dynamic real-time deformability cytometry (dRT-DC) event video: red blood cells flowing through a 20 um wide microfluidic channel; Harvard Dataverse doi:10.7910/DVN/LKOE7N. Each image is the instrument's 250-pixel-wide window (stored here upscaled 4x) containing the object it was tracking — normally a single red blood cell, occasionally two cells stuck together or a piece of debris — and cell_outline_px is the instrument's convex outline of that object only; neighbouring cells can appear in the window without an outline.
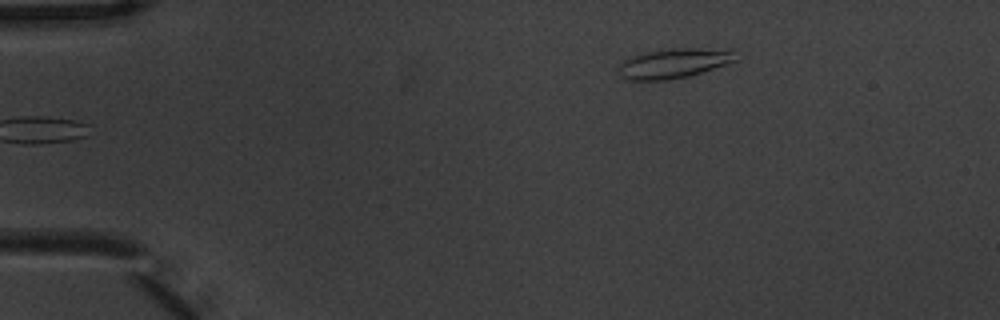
{"species": "common noctule bat (a hibernating species)", "species_latin": "Nyctalus noctula", "temperature_condition": "warm", "stored_images_in_passage": 6, "camera_frame_rate_fps": 3000, "um_per_image_px": 0.085, "animal": {"sex": "male", "body_mass_g": 20.1, "forearm_length_mm": 53.5}, "frame": {"image": 1, "passage_image": 6, "time_ms": 1.667, "image_size_px": [1000, 320], "cell_outline_px": [[740, 60], [728, 64], [688, 76], [664, 80], [624, 80], [620, 76], [620, 64], [628, 56], [648, 52], [672, 48], [696, 48], [732, 52]], "centroid_in_image_um": [57.22, 5.39], "position_along_channel_um": 27.8, "area_um2": 20.0}}